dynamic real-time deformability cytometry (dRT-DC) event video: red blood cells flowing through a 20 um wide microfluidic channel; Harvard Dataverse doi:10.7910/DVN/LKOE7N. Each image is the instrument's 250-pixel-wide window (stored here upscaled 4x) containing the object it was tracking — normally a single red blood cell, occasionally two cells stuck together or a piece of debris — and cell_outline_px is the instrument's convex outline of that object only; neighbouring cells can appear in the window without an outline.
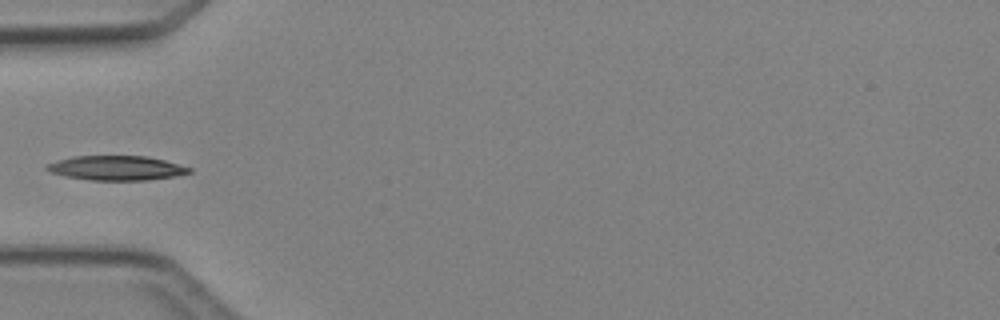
{"species": "Egyptian fruit bat (a non-hibernating species)", "species_latin": "Rousettus aegyptiacus", "temperature_condition": "cold", "stored_images_in_passage": 5, "camera_frame_rate_fps": 3000, "um_per_image_px": 0.085, "animal": {"sex": "female"}, "frame": {"image": 1, "passage_image": 5, "time_ms": 4.667, "image_size_px": [1000, 320], "cell_outline_px": [[192, 172], [176, 176], [148, 180], [92, 180], [64, 176], [52, 172], [44, 168], [44, 164], [56, 160], [72, 156], [148, 156], [164, 160], [192, 168]], "centroid_in_image_um": [9.88, 14.27], "position_along_channel_um": 75.1, "area_um2": 20.46}}